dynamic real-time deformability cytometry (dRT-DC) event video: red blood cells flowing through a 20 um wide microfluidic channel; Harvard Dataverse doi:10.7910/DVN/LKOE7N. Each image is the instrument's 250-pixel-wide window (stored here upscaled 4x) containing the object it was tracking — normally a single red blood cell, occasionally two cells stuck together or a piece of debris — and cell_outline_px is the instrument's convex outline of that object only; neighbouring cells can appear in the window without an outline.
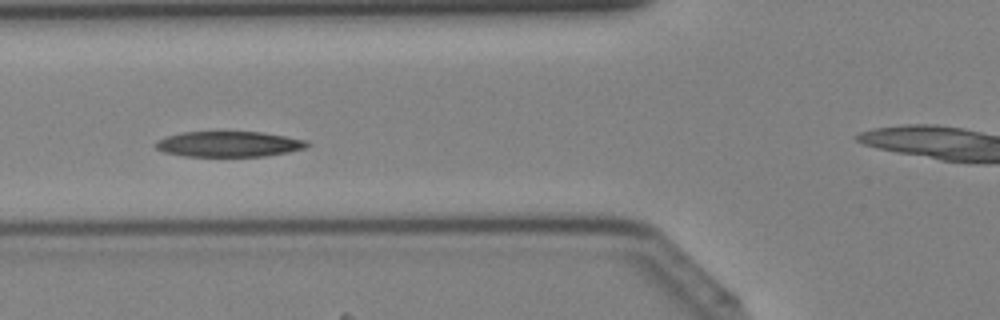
{"species": "Egyptian fruit bat (a non-hibernating species)", "species_latin": "Rousettus aegyptiacus", "temperature_condition": "cold", "stored_images_in_passage": 43, "camera_frame_rate_fps": 3000, "um_per_image_px": 0.085, "animal": {"sex": "female"}, "frame": {"image": 1, "passage_image": 16, "time_ms": 5.0, "image_size_px": [1000, 320], "cell_outline_px": [[312, 144], [308, 148], [288, 152], [264, 156], [184, 156], [164, 152], [156, 148], [156, 140], [180, 132], [260, 132], [308, 140]], "centroid_in_image_um": [19.5, 12.25], "position_along_channel_um": 106.3, "area_um2": 22.54}}
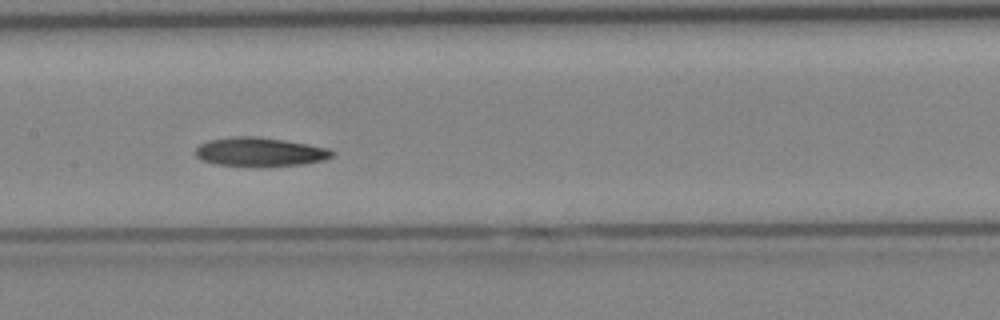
{"frame": {"image": 2, "passage_image": 21, "time_ms": 6.667, "image_size_px": [1000, 320], "cell_outline_px": [[336, 152], [332, 156], [324, 160], [304, 164], [256, 168], [248, 168], [216, 164], [200, 160], [196, 156], [196, 148], [200, 144], [208, 140], [236, 136], [256, 136], [284, 140], [308, 144], [328, 148]], "centroid_in_image_um": [22.08, 12.94], "position_along_channel_um": 185.3, "area_um2": 23.64}}
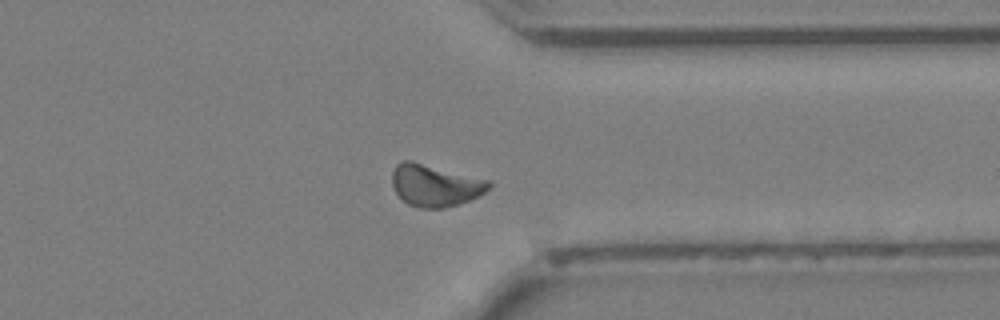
{"frame": {"image": 3, "passage_image": 33, "time_ms": 10.667, "image_size_px": [1000, 320], "cell_outline_px": [[492, 184], [484, 192], [472, 200], [444, 208], [420, 208], [408, 204], [396, 192], [392, 184], [392, 172], [396, 164], [400, 160], [412, 160], [492, 180]], "centroid_in_image_um": [37.0, 15.73], "position_along_channel_um": 374.4, "area_um2": 23.99}}